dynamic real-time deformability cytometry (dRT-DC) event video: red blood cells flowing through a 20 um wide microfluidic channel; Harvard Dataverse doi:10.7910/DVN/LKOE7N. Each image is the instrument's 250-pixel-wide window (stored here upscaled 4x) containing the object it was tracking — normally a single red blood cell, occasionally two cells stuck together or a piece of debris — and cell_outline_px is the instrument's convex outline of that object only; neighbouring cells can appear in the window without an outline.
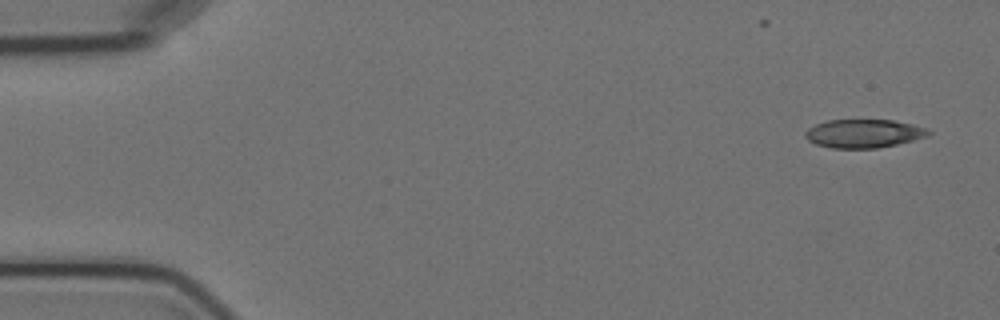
{"species": "Egyptian fruit bat (a non-hibernating species)", "species_latin": "Rousettus aegyptiacus", "temperature_condition": "cold", "stored_images_in_passage": 6, "camera_frame_rate_fps": 3000, "um_per_image_px": 0.085, "animal": {"sex": "female"}, "frame": {"image": 1, "passage_image": 1, "time_ms": 0.0, "image_size_px": [1000, 320], "cell_outline_px": [[932, 132], [928, 136], [896, 144], [876, 148], [832, 148], [816, 144], [808, 140], [804, 136], [804, 132], [808, 128], [816, 124], [828, 120], [892, 120], [912, 124], [928, 128]], "centroid_in_image_um": [73.41, 11.34], "position_along_channel_um": 11.6, "area_um2": 20.4}}
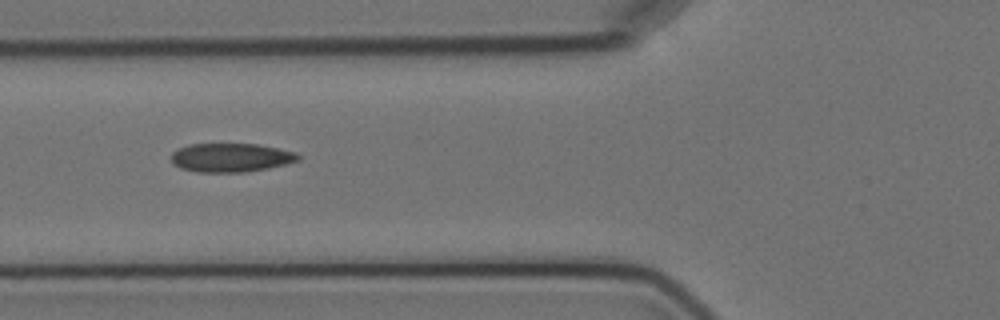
{"frame": {"image": 2, "passage_image": 6, "time_ms": 6.0, "image_size_px": [1000, 320], "cell_outline_px": [[300, 160], [288, 164], [268, 168], [244, 172], [196, 172], [180, 168], [172, 164], [172, 152], [176, 148], [188, 144], [260, 144], [296, 152], [300, 156]], "centroid_in_image_um": [19.62, 13.39], "position_along_channel_um": 106.2, "area_um2": 21.56}}